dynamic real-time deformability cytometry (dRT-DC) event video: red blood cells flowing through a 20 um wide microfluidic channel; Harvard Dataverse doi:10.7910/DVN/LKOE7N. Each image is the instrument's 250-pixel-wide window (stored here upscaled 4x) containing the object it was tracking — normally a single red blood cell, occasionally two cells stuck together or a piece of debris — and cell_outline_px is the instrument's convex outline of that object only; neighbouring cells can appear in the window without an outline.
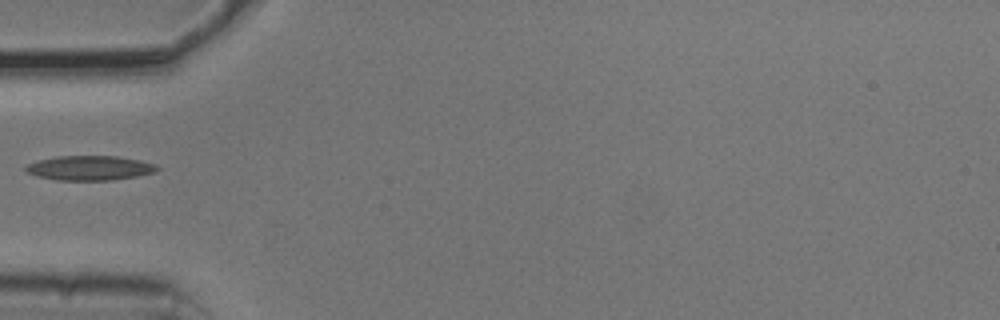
{"species": "common noctule bat (a hibernating species)", "species_latin": "Nyctalus noctula", "temperature_condition": "cold", "stored_images_in_passage": 37, "camera_frame_rate_fps": 3000, "um_per_image_px": 0.085, "animal": {"sex": "male", "body_mass_g": 20.5, "forearm_length_mm": 52.5}, "frame": {"image": 1, "passage_image": 1, "time_ms": 0.0, "image_size_px": [1000, 320], "cell_outline_px": [[160, 168], [156, 172], [136, 176], [112, 180], [56, 180], [40, 176], [28, 172], [24, 168], [28, 164], [40, 160], [56, 156], [116, 156], [140, 160], [156, 164]], "centroid_in_image_um": [7.68, 14.27], "position_along_channel_um": 77.3, "area_um2": 18.67}}
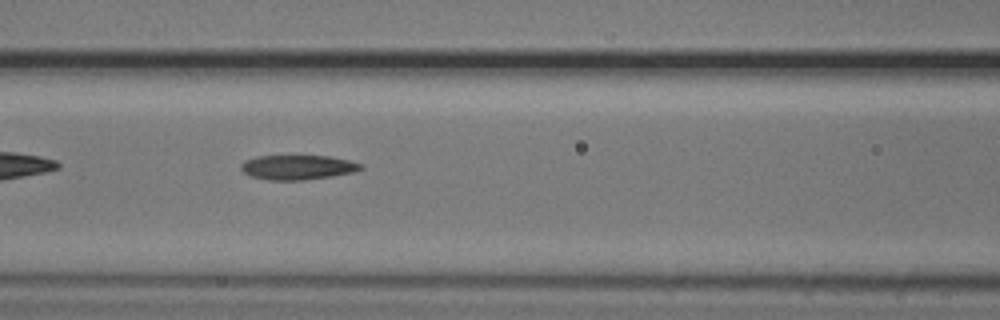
{"frame": {"image": 2, "passage_image": 6, "time_ms": 1.667, "image_size_px": [1000, 320], "cell_outline_px": [[364, 168], [356, 172], [332, 176], [300, 180], [268, 180], [252, 176], [244, 172], [240, 168], [240, 164], [244, 160], [256, 156], [328, 156], [348, 160], [364, 164]], "centroid_in_image_um": [25.32, 14.22], "position_along_channel_um": 141.3, "area_um2": 17.22}}